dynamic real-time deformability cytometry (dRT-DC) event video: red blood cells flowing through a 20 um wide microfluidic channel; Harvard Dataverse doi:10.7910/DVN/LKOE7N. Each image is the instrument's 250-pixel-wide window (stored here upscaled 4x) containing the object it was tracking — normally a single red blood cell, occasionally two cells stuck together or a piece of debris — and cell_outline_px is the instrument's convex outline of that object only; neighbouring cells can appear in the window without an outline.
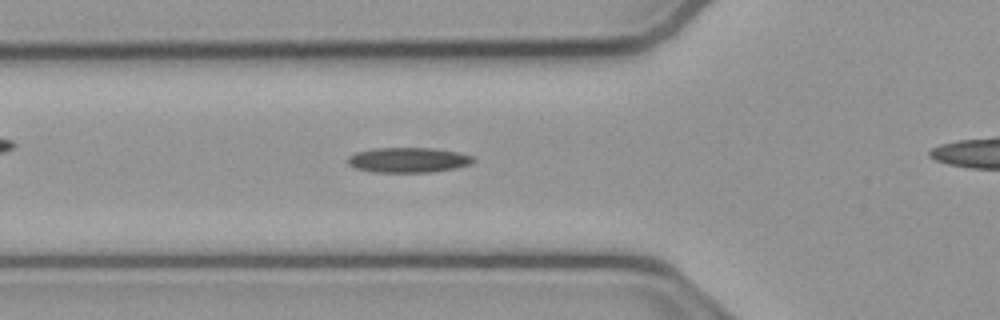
{"species": "common noctule bat (a hibernating species)", "species_latin": "Nyctalus noctula", "temperature_condition": "cold", "stored_images_in_passage": 35, "camera_frame_rate_fps": 3000, "um_per_image_px": 0.085, "animal": {"sex": "male", "body_mass_g": 23.1, "forearm_length_mm": 52.7}, "frame": {"image": 1, "passage_image": 10, "time_ms": 3.0, "image_size_px": [1000, 320], "cell_outline_px": [[476, 160], [472, 164], [456, 168], [428, 172], [372, 172], [356, 168], [348, 164], [348, 156], [356, 152], [372, 148], [432, 148], [456, 152], [472, 156]], "centroid_in_image_um": [34.69, 13.6], "position_along_channel_um": 91.1, "area_um2": 18.32}}
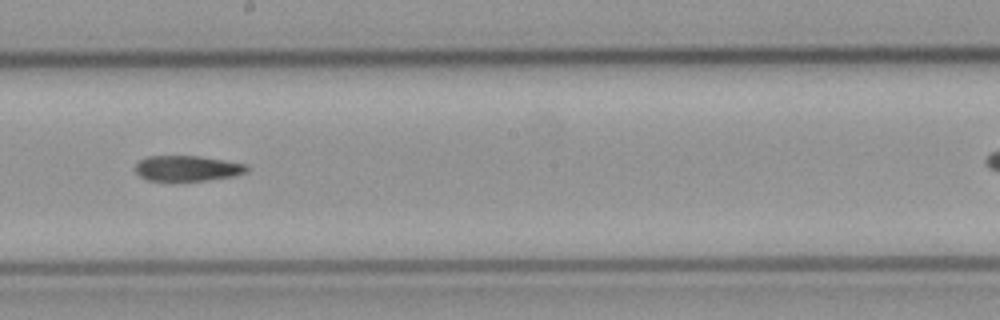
{"frame": {"image": 2, "passage_image": 21, "time_ms": 6.667, "image_size_px": [1000, 320], "cell_outline_px": [[248, 168], [244, 172], [232, 176], [204, 180], [148, 180], [140, 176], [136, 172], [136, 164], [140, 160], [148, 156], [200, 156], [224, 160], [244, 164]], "centroid_in_image_um": [15.88, 14.29], "position_along_channel_um": 232.3, "area_um2": 16.13}}
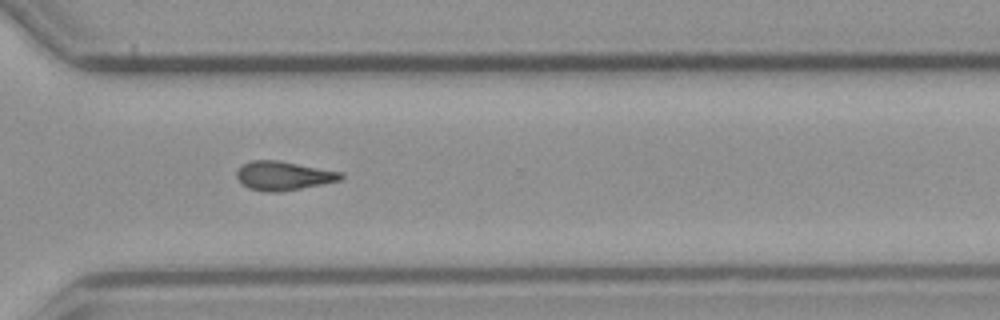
{"frame": {"image": 3, "passage_image": 30, "time_ms": 9.667, "image_size_px": [1000, 320], "cell_outline_px": [[344, 176], [340, 180], [280, 192], [264, 192], [248, 188], [240, 184], [236, 176], [236, 172], [244, 164], [252, 160], [276, 160], [344, 172]], "centroid_in_image_um": [24.07, 14.94], "position_along_channel_um": 346.5, "area_um2": 17.51}}